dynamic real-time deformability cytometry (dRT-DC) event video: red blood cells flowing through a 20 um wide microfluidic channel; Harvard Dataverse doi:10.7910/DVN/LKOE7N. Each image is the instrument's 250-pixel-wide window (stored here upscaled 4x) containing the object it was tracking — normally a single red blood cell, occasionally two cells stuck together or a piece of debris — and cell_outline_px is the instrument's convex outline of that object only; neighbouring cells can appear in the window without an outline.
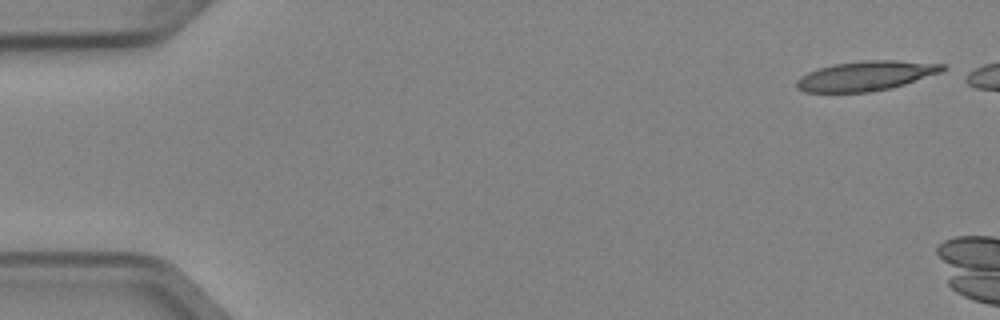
{"species": "Egyptian fruit bat (a non-hibernating species)", "species_latin": "Rousettus aegyptiacus", "temperature_condition": "cold", "stored_images_in_passage": 5, "camera_frame_rate_fps": 3000, "um_per_image_px": 0.085, "animal": {"sex": "female"}, "frame": {"image": 1, "passage_image": 1, "time_ms": 0.0, "image_size_px": [1000, 320], "cell_outline_px": [[948, 68], [940, 72], [892, 88], [868, 92], [804, 92], [796, 88], [796, 80], [800, 76], [816, 68], [832, 64], [864, 60], [896, 60], [948, 64]], "centroid_in_image_um": [73.58, 6.44], "position_along_channel_um": 11.4, "area_um2": 25.43}}